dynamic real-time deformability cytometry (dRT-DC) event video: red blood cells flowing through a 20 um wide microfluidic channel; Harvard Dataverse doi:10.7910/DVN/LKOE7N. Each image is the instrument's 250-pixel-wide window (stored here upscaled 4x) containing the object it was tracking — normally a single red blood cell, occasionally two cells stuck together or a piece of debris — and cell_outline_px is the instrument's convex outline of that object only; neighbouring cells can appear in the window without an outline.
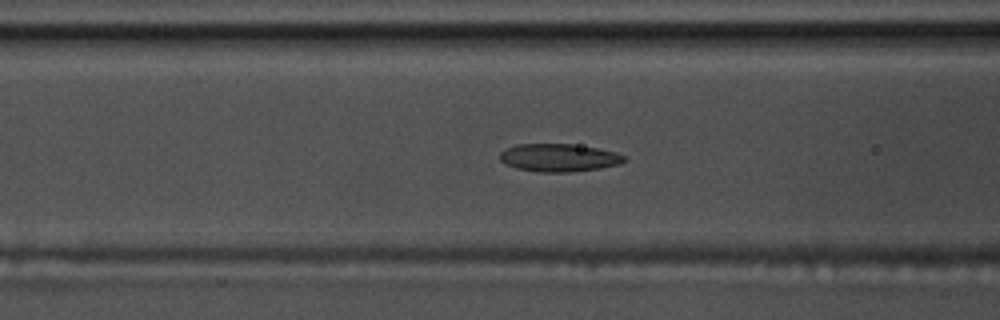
{"species": "common noctule bat (a hibernating species)", "species_latin": "Nyctalus noctula", "temperature_condition": "warm", "stored_images_in_passage": 43, "camera_frame_rate_fps": 3000, "um_per_image_px": 0.085, "animal": {"sex": "male", "body_mass_g": 17.5, "forearm_length_mm": 52.3}, "frame": {"image": 1, "passage_image": 9, "time_ms": 2.667, "image_size_px": [1000, 320], "cell_outline_px": [[628, 160], [620, 164], [600, 168], [568, 172], [540, 172], [516, 168], [504, 164], [500, 160], [500, 152], [516, 144], [572, 144], [596, 148], [616, 152], [624, 156]], "centroid_in_image_um": [47.5, 13.4], "position_along_channel_um": 119.1, "area_um2": 20.17}}
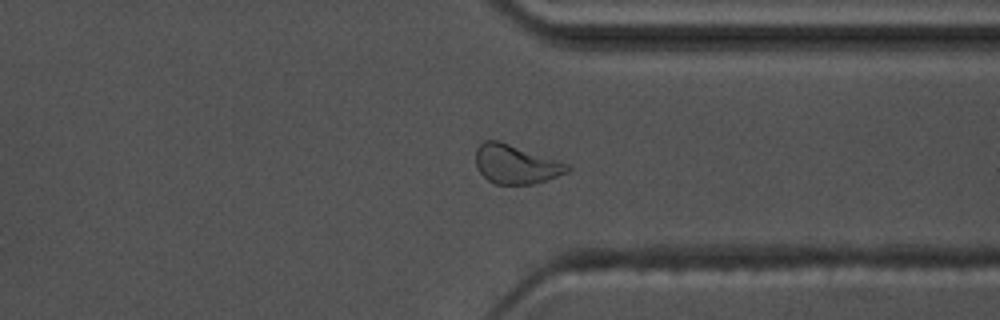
{"frame": {"image": 2, "passage_image": 30, "time_ms": 9.667, "image_size_px": [1000, 320], "cell_outline_px": [[572, 168], [568, 172], [548, 180], [532, 184], [496, 184], [488, 180], [476, 168], [476, 148], [484, 140], [500, 140], [568, 164]], "centroid_in_image_um": [43.84, 13.96], "position_along_channel_um": 367.6, "area_um2": 20.87}}
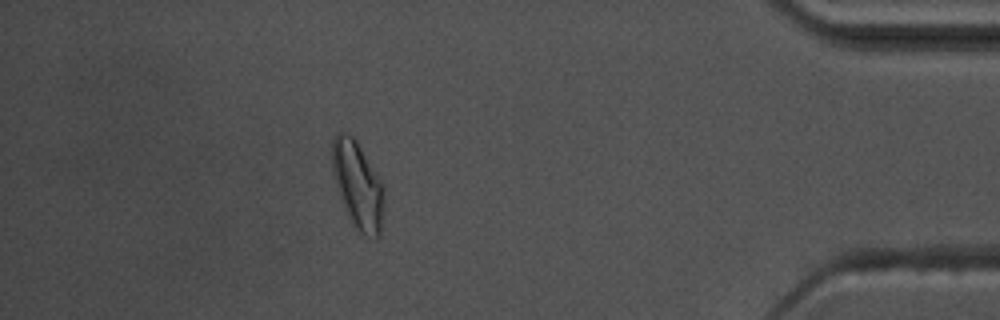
{"frame": {"image": 3, "passage_image": 37, "time_ms": 12.0, "image_size_px": [1000, 320], "cell_outline_px": [[384, 188], [380, 236], [376, 240], [360, 232], [352, 224], [340, 200], [332, 172], [332, 140], [336, 132], [348, 132], [356, 140], [380, 180]], "centroid_in_image_um": [30.38, 15.73], "position_along_channel_um": 404.8, "area_um2": 26.3}, "authors_computed_cell_mechanics": {"area_um2": 20.7502, "velocity_mm_per_s": 3.5582, "shape_relaxation_time_tau1_ms": null, "shape_relaxation_time_tau2_ms": 2.4609, "deformation_change_tau1": null, "deformation_change_tau2": 0.0855}}